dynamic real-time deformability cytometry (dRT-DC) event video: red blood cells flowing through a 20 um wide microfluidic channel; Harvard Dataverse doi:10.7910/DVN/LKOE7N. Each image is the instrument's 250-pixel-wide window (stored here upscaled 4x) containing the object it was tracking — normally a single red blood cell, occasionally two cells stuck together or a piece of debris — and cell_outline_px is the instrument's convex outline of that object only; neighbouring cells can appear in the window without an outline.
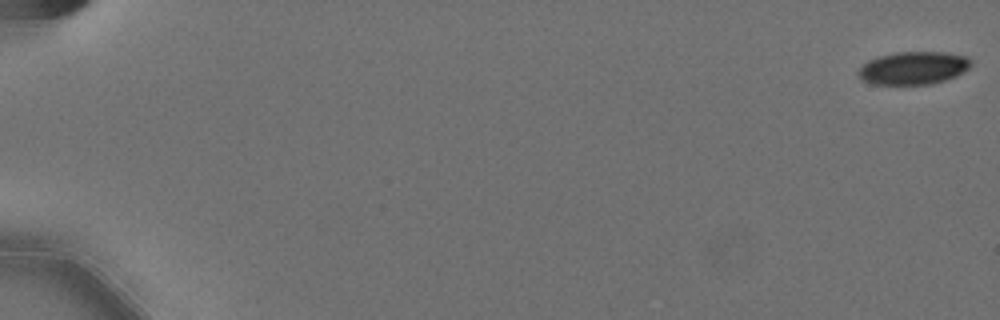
{"species": "Egyptian fruit bat (a non-hibernating species)", "species_latin": "Rousettus aegyptiacus", "temperature_condition": "cold", "stored_images_in_passage": 59, "camera_frame_rate_fps": 3000, "um_per_image_px": 0.085, "animal": {"sex": "female"}, "frame": {"image": 1, "passage_image": 1, "time_ms": 0.0, "image_size_px": [1000, 320], "cell_outline_px": [[972, 64], [968, 68], [956, 76], [932, 84], [872, 84], [860, 80], [856, 72], [868, 60], [880, 56], [896, 52], [944, 52], [968, 56], [972, 60]], "centroid_in_image_um": [77.63, 5.78], "position_along_channel_um": 7.4, "area_um2": 21.68}}
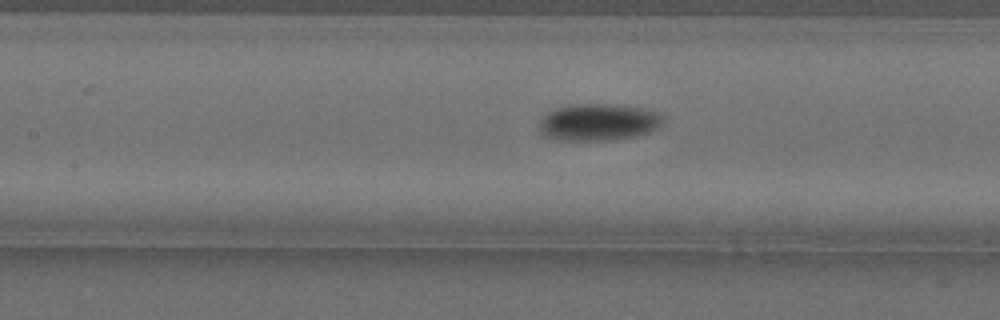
{"frame": {"image": 2, "passage_image": 29, "time_ms": 9.333, "image_size_px": [1000, 320], "cell_outline_px": [[664, 120], [656, 128], [648, 132], [636, 136], [604, 140], [564, 140], [544, 136], [536, 128], [540, 120], [552, 108], [564, 104], [616, 104], [648, 108], [660, 112], [664, 116]], "centroid_in_image_um": [50.84, 10.35], "position_along_channel_um": 156.6, "area_um2": 27.17}}
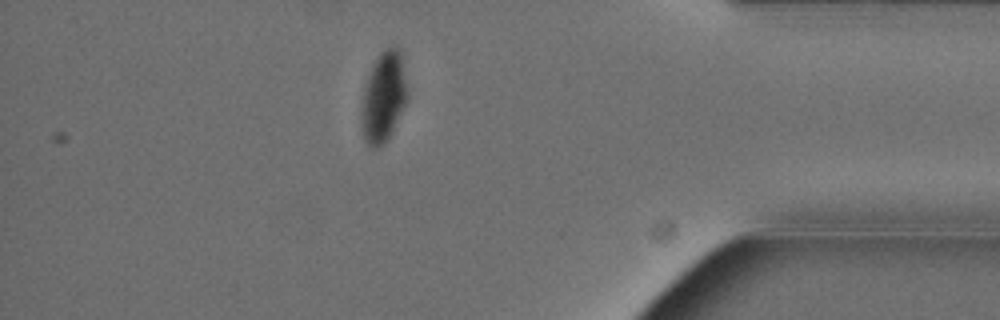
{"frame": {"image": 3, "passage_image": 52, "time_ms": 17.0, "image_size_px": [1000, 320], "cell_outline_px": [[408, 96], [388, 140], [384, 144], [376, 148], [372, 148], [364, 140], [360, 120], [360, 112], [364, 84], [372, 64], [380, 52], [388, 48], [396, 48], [400, 52]], "centroid_in_image_um": [32.55, 8.29], "position_along_channel_um": 402.7, "area_um2": 24.1}, "authors_computed_cell_mechanics": {"area_um2": 24.7384, "velocity_mm_per_s": 3.5776, "shape_relaxation_time_tau1_ms": 7.1466, "shape_relaxation_time_tau2_ms": null, "deformation_change_tau1": 0.158, "deformation_change_tau2": null}}